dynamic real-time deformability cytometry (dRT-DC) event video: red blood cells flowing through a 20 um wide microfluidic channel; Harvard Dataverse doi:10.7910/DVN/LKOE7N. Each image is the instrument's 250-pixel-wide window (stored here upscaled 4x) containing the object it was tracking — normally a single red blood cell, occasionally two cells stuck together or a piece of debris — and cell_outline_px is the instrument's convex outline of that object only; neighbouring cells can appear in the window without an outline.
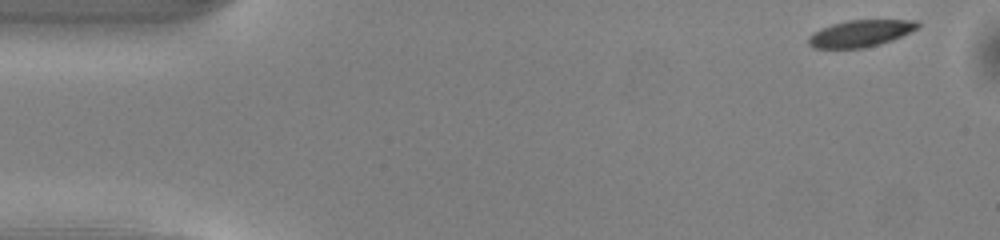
{"species": "common noctule bat (a hibernating species)", "species_latin": "Nyctalus noctula", "temperature_condition": "warm", "stored_images_in_passage": 9, "camera_frame_rate_fps": 3000, "um_per_image_px": 0.085, "animal": {"sex": "male", "body_mass_g": 13.0, "forearm_length_mm": 53.1}, "frame": {"image": 1, "passage_image": 1, "time_ms": 0.0, "image_size_px": [1000, 240], "cell_outline_px": [[920, 24], [916, 28], [892, 40], [880, 44], [864, 48], [816, 48], [808, 44], [808, 36], [812, 32], [820, 28], [832, 24], [848, 20], [916, 20]], "centroid_in_image_um": [73.08, 2.84], "position_along_channel_um": 11.9, "area_um2": 16.94}}